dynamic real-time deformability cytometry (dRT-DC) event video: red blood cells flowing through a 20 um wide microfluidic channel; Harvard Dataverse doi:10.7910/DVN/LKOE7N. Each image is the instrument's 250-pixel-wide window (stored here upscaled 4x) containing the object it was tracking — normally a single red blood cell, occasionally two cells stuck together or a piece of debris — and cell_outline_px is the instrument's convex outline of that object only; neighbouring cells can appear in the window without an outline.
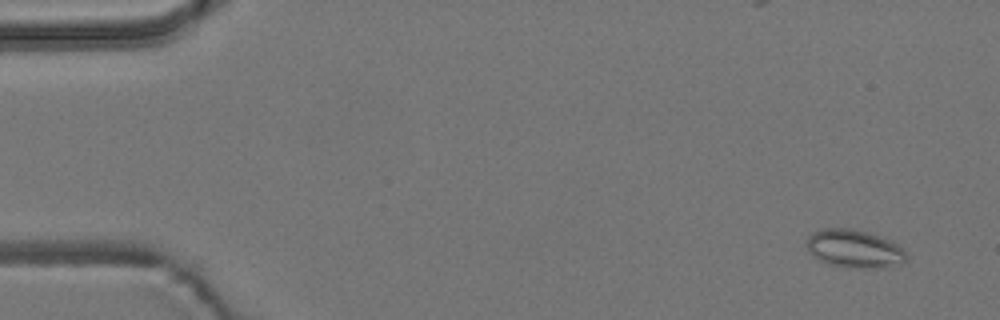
{"species": "common noctule bat (a hibernating species)", "species_latin": "Nyctalus noctula", "temperature_condition": "room temperature", "stored_images_in_passage": 6, "camera_frame_rate_fps": 3000, "um_per_image_px": 0.085, "animal": {"sex": "male", "body_mass_g": 19.2, "forearm_length_mm": 51.8}, "frame": {"image": 1, "passage_image": 1, "time_ms": 0.0, "image_size_px": [1000, 320], "cell_outline_px": [[908, 256], [900, 264], [884, 268], [848, 268], [828, 264], [812, 256], [808, 252], [804, 240], [812, 232], [824, 228], [852, 228], [868, 232], [892, 240]], "centroid_in_image_um": [72.56, 21.14], "position_along_channel_um": 12.4, "area_um2": 22.54}}
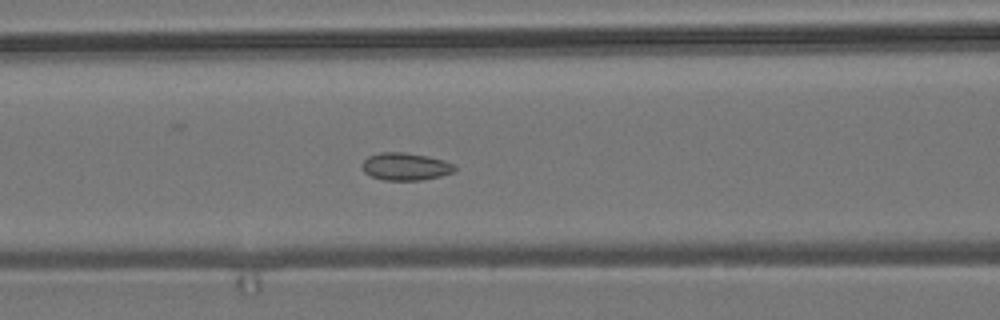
{"frame": {"image": 2, "passage_image": 6, "time_ms": 6.667, "image_size_px": [1000, 320], "cell_outline_px": [[456, 168], [452, 172], [440, 176], [420, 180], [384, 180], [372, 176], [364, 172], [364, 160], [368, 156], [380, 152], [404, 152], [428, 156], [444, 160], [456, 164]], "centroid_in_image_um": [34.5, 14.14], "position_along_channel_um": 132.1, "area_um2": 14.74}}